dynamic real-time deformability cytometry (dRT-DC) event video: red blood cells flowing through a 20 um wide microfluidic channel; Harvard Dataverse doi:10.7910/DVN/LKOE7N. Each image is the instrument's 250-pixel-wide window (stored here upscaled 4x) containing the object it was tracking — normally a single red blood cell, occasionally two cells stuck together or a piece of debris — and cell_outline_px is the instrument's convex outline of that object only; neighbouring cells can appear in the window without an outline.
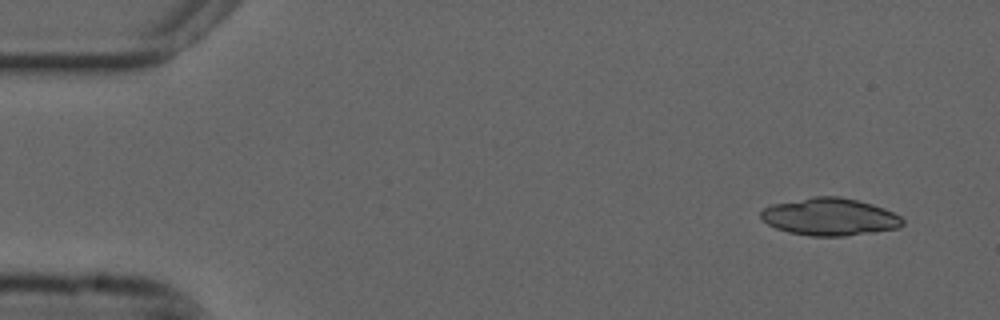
{"species": "common noctule bat (a hibernating species)", "species_latin": "Nyctalus noctula", "temperature_condition": "cold", "stored_images_in_passage": 51, "segment_of_instrument_passage": [1, 2], "camera_frame_rate_fps": 3000, "um_per_image_px": 0.085, "animal": {"sex": "male", "forearm_length_mm": 52.5}, "frame": {"image": 1, "passage_image": 1, "time_ms": 0.0, "image_size_px": [1000, 320], "cell_outline_px": [[904, 224], [900, 228], [876, 232], [844, 236], [808, 236], [788, 232], [776, 228], [768, 224], [760, 216], [760, 212], [764, 208], [772, 204], [816, 196], [840, 196], [872, 204], [884, 208], [900, 216], [904, 220]], "centroid_in_image_um": [70.55, 18.44], "position_along_channel_um": 14.4, "area_um2": 30.98}}